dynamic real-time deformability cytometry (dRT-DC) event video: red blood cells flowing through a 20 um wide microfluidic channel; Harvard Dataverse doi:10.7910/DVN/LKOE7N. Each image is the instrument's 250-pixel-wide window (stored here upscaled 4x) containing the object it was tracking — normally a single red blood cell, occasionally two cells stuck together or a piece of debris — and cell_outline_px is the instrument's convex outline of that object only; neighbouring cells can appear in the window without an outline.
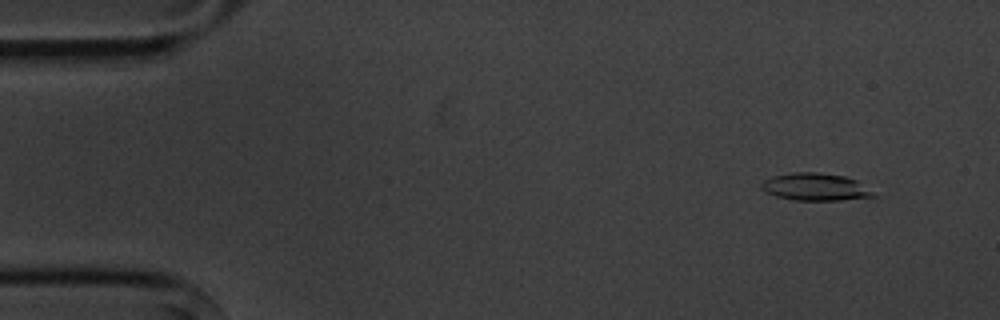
{"species": "common noctule bat (a hibernating species)", "species_latin": "Nyctalus noctula", "temperature_condition": "cold", "stored_images_in_passage": 5, "camera_frame_rate_fps": 3000, "um_per_image_px": 0.085, "animal": {"sex": "male", "body_mass_g": 20.1, "forearm_length_mm": 53.5}, "frame": {"image": 1, "passage_image": 2, "time_ms": 1.0, "image_size_px": [1000, 320], "cell_outline_px": [[880, 196], [840, 200], [796, 200], [776, 196], [760, 188], [760, 184], [764, 180], [772, 176], [792, 172], [816, 172], [844, 176], [856, 180]], "centroid_in_image_um": [69.32, 15.88], "position_along_channel_um": 15.7, "area_um2": 17.86}}
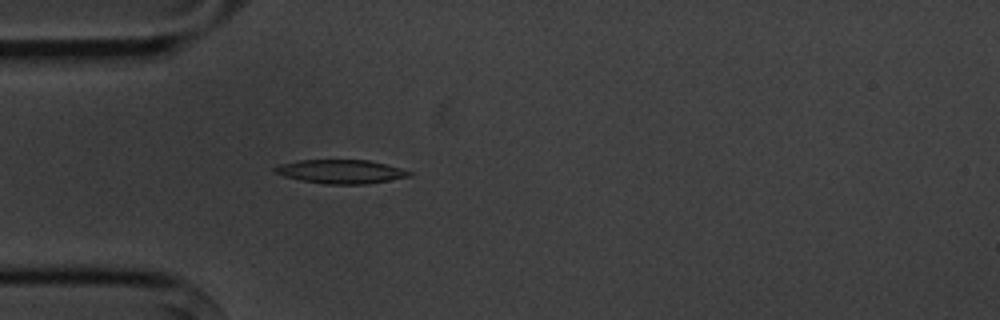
{"frame": {"image": 2, "passage_image": 5, "time_ms": 4.667, "image_size_px": [1000, 320], "cell_outline_px": [[412, 176], [364, 184], [324, 184], [300, 180], [284, 176], [276, 172], [272, 168], [280, 164], [300, 160], [368, 160], [400, 168], [412, 172]], "centroid_in_image_um": [28.96, 14.58], "position_along_channel_um": 56.0, "area_um2": 18.44}}